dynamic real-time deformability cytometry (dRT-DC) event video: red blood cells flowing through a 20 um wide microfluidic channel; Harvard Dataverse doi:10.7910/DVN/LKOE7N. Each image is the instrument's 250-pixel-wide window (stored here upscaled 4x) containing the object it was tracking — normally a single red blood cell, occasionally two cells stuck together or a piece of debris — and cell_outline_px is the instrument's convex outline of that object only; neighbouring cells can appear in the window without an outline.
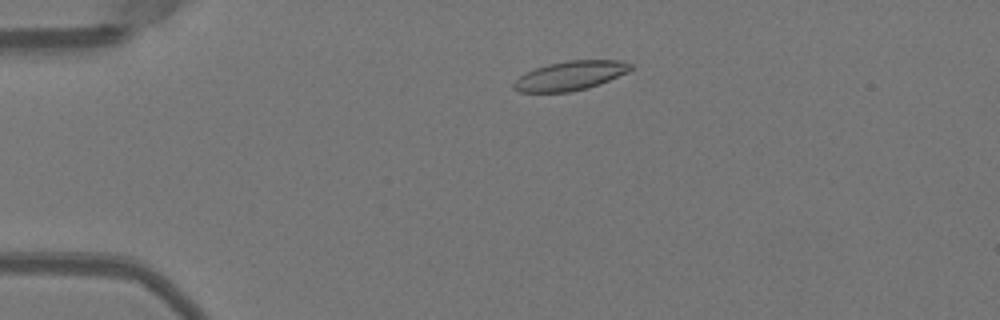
{"species": "Egyptian fruit bat (a non-hibernating species)", "species_latin": "Rousettus aegyptiacus", "temperature_condition": "warm", "stored_images_in_passage": 45, "camera_frame_rate_fps": 3000, "um_per_image_px": 0.085, "animal": {"sex": "female"}, "frame": {"image": 1, "passage_image": 5, "time_ms": 1.333, "image_size_px": [1000, 320], "cell_outline_px": [[632, 68], [628, 72], [600, 84], [588, 88], [568, 92], [520, 92], [512, 88], [512, 84], [520, 76], [536, 68], [548, 64], [568, 60], [620, 60], [632, 64]], "centroid_in_image_um": [48.49, 6.43], "position_along_channel_um": 36.5, "area_um2": 19.83}}
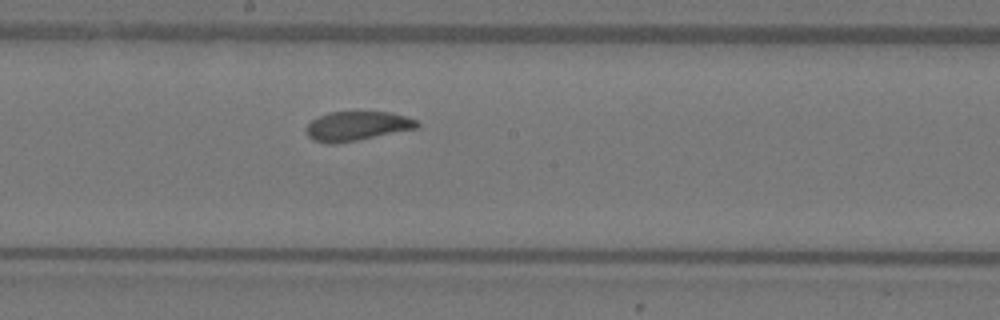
{"frame": {"image": 2, "passage_image": 22, "time_ms": 7.0, "image_size_px": [1000, 320], "cell_outline_px": [[420, 124], [416, 128], [356, 140], [312, 140], [308, 136], [304, 128], [312, 120], [328, 112], [392, 112], [416, 120]], "centroid_in_image_um": [30.37, 10.66], "position_along_channel_um": 217.8, "area_um2": 18.03}}
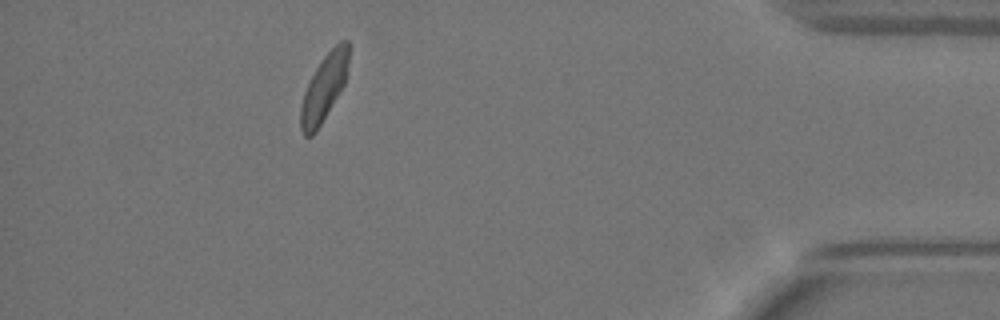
{"frame": {"image": 3, "passage_image": 40, "time_ms": 13.0, "image_size_px": [1000, 320], "cell_outline_px": [[348, 64], [344, 84], [316, 132], [312, 136], [304, 136], [300, 128], [300, 108], [304, 92], [320, 60], [340, 40], [348, 40]], "centroid_in_image_um": [27.52, 7.48], "position_along_channel_um": 407.7, "area_um2": 18.32}, "authors_computed_cell_mechanics": {"area_um2": 19.5942, "velocity_mm_per_s": 3.9709, "shape_relaxation_time_tau1_ms": 3.8579, "shape_relaxation_time_tau2_ms": 1.578, "deformation_change_tau1": 0.1375, "deformation_change_tau2": 0.0741}}